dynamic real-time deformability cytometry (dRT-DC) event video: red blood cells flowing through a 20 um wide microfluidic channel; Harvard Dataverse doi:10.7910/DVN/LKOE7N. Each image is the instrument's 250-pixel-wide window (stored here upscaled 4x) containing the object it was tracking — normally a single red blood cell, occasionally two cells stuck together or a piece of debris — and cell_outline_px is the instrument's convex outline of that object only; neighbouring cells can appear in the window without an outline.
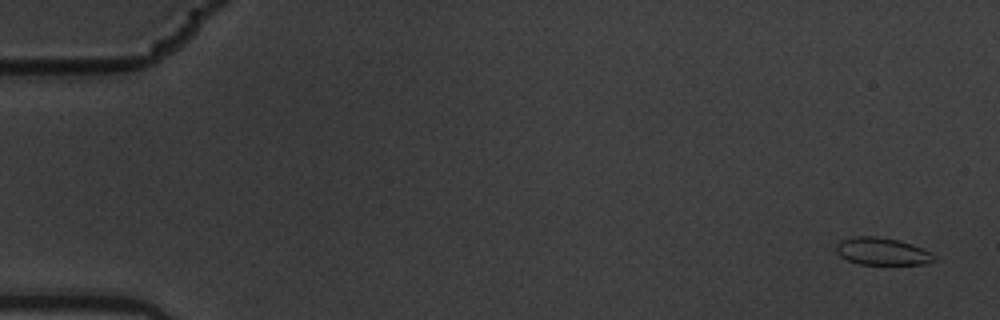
{"species": "common noctule bat (a hibernating species)", "species_latin": "Nyctalus noctula", "temperature_condition": "warm", "stored_images_in_passage": 9, "camera_frame_rate_fps": 3000, "um_per_image_px": 0.085, "animal": {"sex": "male", "body_mass_g": 19.5, "forearm_length_mm": 54.6}, "frame": {"image": 1, "passage_image": 1, "time_ms": 0.0, "image_size_px": [1000, 320], "cell_outline_px": [[936, 260], [924, 264], [860, 264], [848, 260], [840, 256], [836, 252], [836, 244], [840, 240], [852, 236], [876, 236], [896, 240], [912, 244], [936, 256]], "centroid_in_image_um": [74.94, 21.36], "position_along_channel_um": 10.1, "area_um2": 15.49}}
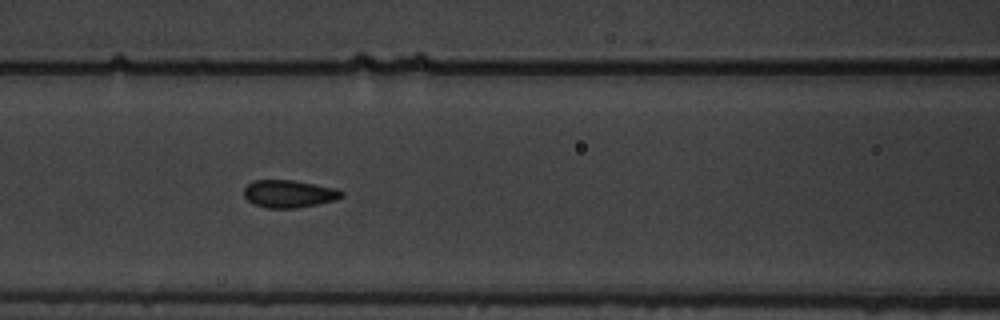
{"frame": {"image": 2, "passage_image": 8, "time_ms": 2.333, "image_size_px": [1000, 320], "cell_outline_px": [[344, 196], [336, 200], [296, 208], [268, 208], [256, 204], [248, 200], [244, 196], [244, 188], [252, 180], [292, 180], [336, 188], [344, 192]], "centroid_in_image_um": [24.58, 16.46], "position_along_channel_um": 142.0, "area_um2": 15.61}}
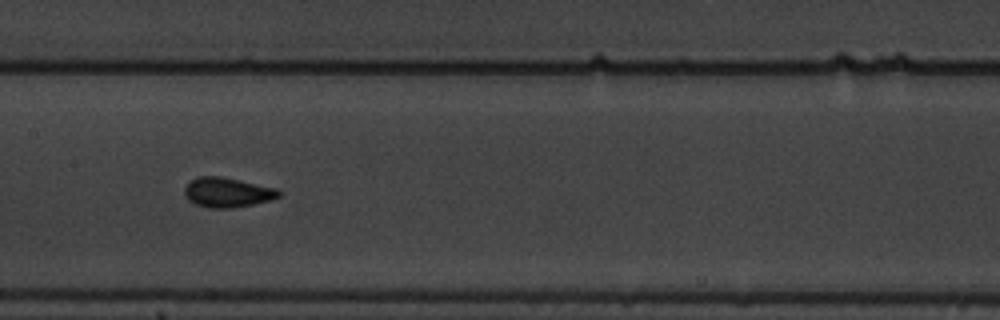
{"frame": {"image": 3, "passage_image": 9, "time_ms": 2.667, "image_size_px": [1000, 320], "cell_outline_px": [[280, 196], [272, 200], [232, 208], [208, 208], [196, 204], [188, 200], [184, 196], [184, 188], [196, 176], [220, 176], [240, 180], [276, 188], [280, 192]], "centroid_in_image_um": [19.3, 16.35], "position_along_channel_um": 188.1, "area_um2": 16.36}}